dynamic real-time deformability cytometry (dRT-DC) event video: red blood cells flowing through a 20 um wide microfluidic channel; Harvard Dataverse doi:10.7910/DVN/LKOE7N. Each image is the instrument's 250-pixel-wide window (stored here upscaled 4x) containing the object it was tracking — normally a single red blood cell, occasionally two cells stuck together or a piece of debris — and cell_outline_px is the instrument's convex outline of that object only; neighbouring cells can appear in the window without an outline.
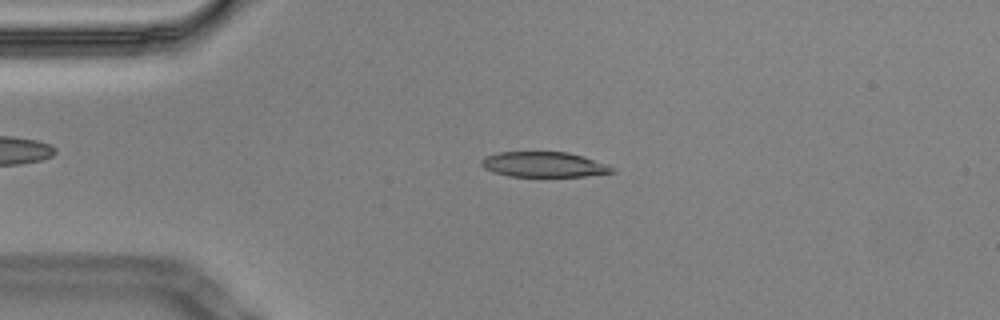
{"species": "Egyptian fruit bat (a non-hibernating species)", "species_latin": "Rousettus aegyptiacus", "temperature_condition": "cold", "stored_images_in_passage": 56, "segment_of_instrument_passage": [1, 2], "camera_frame_rate_fps": 3000, "um_per_image_px": 0.085, "animal": {"sex": "male"}, "frame": {"image": 1, "passage_image": 12, "time_ms": 3.667, "image_size_px": [1000, 320], "cell_outline_px": [[616, 172], [584, 176], [508, 176], [484, 168], [480, 164], [480, 160], [484, 156], [496, 152], [568, 152], [608, 164], [616, 168]], "centroid_in_image_um": [46.23, 13.97], "position_along_channel_um": 38.8, "area_um2": 19.25}}
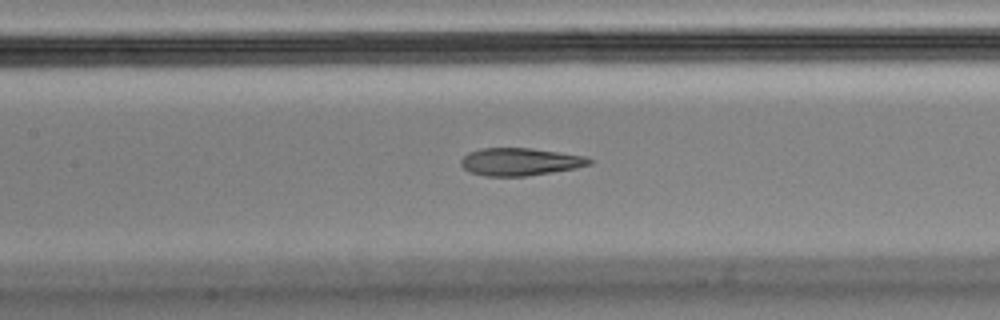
{"frame": {"image": 2, "passage_image": 25, "time_ms": 8.0, "image_size_px": [1000, 320], "cell_outline_px": [[592, 164], [576, 168], [528, 176], [484, 176], [472, 172], [464, 168], [460, 164], [460, 160], [468, 152], [484, 148], [528, 148], [584, 156], [592, 160]], "centroid_in_image_um": [44.19, 13.75], "position_along_channel_um": 163.2, "area_um2": 20.46}}
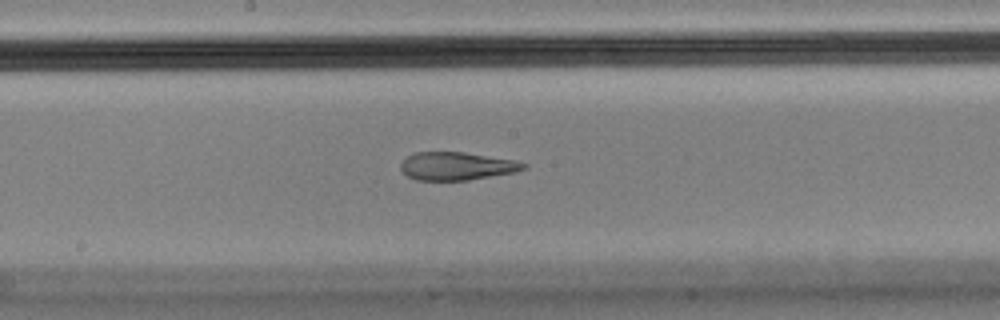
{"frame": {"image": 3, "passage_image": 29, "time_ms": 9.333, "image_size_px": [1000, 320], "cell_outline_px": [[528, 168], [516, 172], [468, 180], [416, 180], [408, 176], [400, 168], [400, 164], [408, 156], [416, 152], [464, 152], [512, 160], [528, 164]], "centroid_in_image_um": [38.84, 14.12], "position_along_channel_um": 209.4, "area_um2": 19.94}}